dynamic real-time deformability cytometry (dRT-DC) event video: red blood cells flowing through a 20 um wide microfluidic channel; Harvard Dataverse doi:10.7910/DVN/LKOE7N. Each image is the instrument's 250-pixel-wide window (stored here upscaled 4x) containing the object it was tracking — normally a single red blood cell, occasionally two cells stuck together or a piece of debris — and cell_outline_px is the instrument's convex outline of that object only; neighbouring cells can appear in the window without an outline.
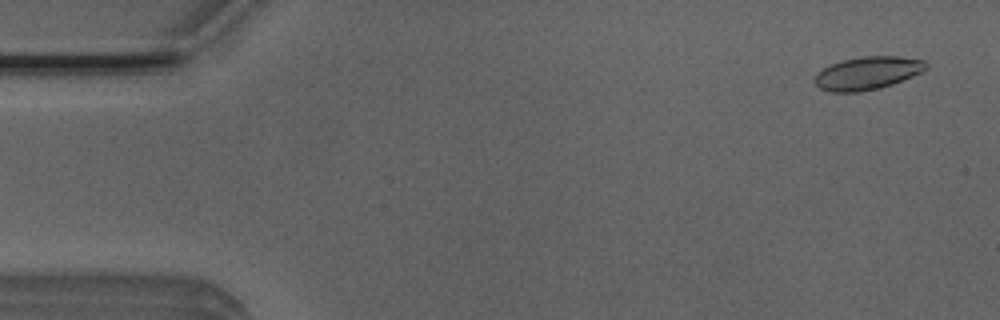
{"species": "Egyptian fruit bat (a non-hibernating species)", "species_latin": "Rousettus aegyptiacus", "temperature_condition": "room temperature", "stored_images_in_passage": 5, "camera_frame_rate_fps": 3000, "um_per_image_px": 0.085, "animal": {"sex": "male"}, "frame": {"image": 1, "passage_image": 1, "time_ms": 0.0, "image_size_px": [1000, 320], "cell_outline_px": [[928, 68], [912, 76], [892, 84], [880, 88], [856, 92], [832, 92], [820, 88], [812, 80], [824, 68], [832, 64], [844, 60], [864, 56], [900, 56], [924, 60], [928, 64]], "centroid_in_image_um": [73.76, 6.21], "position_along_channel_um": 11.2, "area_um2": 21.15}}